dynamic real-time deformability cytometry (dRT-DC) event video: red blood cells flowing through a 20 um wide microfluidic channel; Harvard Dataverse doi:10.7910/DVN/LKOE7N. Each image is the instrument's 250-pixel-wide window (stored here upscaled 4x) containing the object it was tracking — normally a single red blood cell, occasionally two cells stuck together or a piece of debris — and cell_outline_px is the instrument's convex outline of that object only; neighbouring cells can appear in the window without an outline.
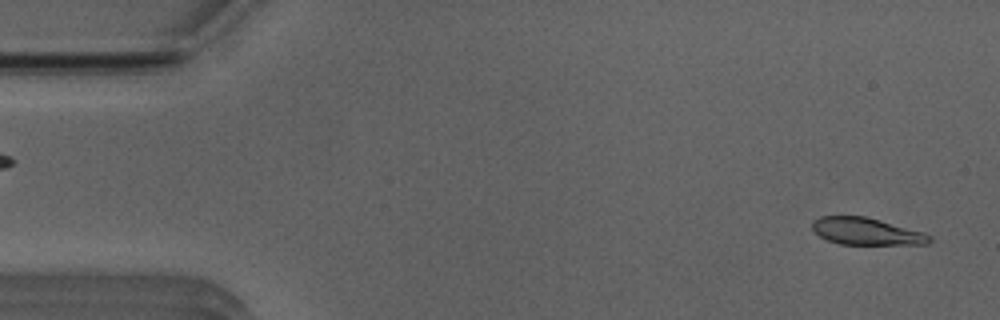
{"species": "Egyptian fruit bat (a non-hibernating species)", "species_latin": "Rousettus aegyptiacus", "temperature_condition": "room temperature", "stored_images_in_passage": 14, "camera_frame_rate_fps": 3000, "um_per_image_px": 0.085, "animal": {"sex": "male"}, "frame": {"image": 1, "passage_image": 2, "time_ms": 0.333, "image_size_px": [1000, 320], "cell_outline_px": [[932, 240], [928, 244], [840, 244], [828, 240], [820, 236], [812, 228], [812, 220], [820, 216], [864, 216], [880, 220], [924, 232], [932, 236]], "centroid_in_image_um": [73.65, 19.66], "position_along_channel_um": 11.4, "area_um2": 18.44}}